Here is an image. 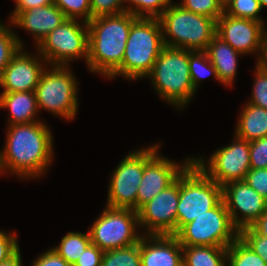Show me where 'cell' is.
Returning <instances> with one entry per match:
<instances>
[{"mask_svg": "<svg viewBox=\"0 0 267 266\" xmlns=\"http://www.w3.org/2000/svg\"><path fill=\"white\" fill-rule=\"evenodd\" d=\"M244 181L267 200V168L250 169Z\"/></svg>", "mask_w": 267, "mask_h": 266, "instance_id": "cell-37", "label": "cell"}, {"mask_svg": "<svg viewBox=\"0 0 267 266\" xmlns=\"http://www.w3.org/2000/svg\"><path fill=\"white\" fill-rule=\"evenodd\" d=\"M250 168H267V136L250 141Z\"/></svg>", "mask_w": 267, "mask_h": 266, "instance_id": "cell-36", "label": "cell"}, {"mask_svg": "<svg viewBox=\"0 0 267 266\" xmlns=\"http://www.w3.org/2000/svg\"><path fill=\"white\" fill-rule=\"evenodd\" d=\"M250 228L257 234L267 237V210L250 225Z\"/></svg>", "mask_w": 267, "mask_h": 266, "instance_id": "cell-42", "label": "cell"}, {"mask_svg": "<svg viewBox=\"0 0 267 266\" xmlns=\"http://www.w3.org/2000/svg\"><path fill=\"white\" fill-rule=\"evenodd\" d=\"M189 72L195 91L201 80L209 75H213L219 81L217 71L205 51H192L189 54Z\"/></svg>", "mask_w": 267, "mask_h": 266, "instance_id": "cell-27", "label": "cell"}, {"mask_svg": "<svg viewBox=\"0 0 267 266\" xmlns=\"http://www.w3.org/2000/svg\"><path fill=\"white\" fill-rule=\"evenodd\" d=\"M234 131L236 136L253 141L267 136V109L250 103L240 113L237 127Z\"/></svg>", "mask_w": 267, "mask_h": 266, "instance_id": "cell-22", "label": "cell"}, {"mask_svg": "<svg viewBox=\"0 0 267 266\" xmlns=\"http://www.w3.org/2000/svg\"><path fill=\"white\" fill-rule=\"evenodd\" d=\"M138 18L128 12L91 19L88 24V69L110 77L120 66L131 25Z\"/></svg>", "mask_w": 267, "mask_h": 266, "instance_id": "cell-2", "label": "cell"}, {"mask_svg": "<svg viewBox=\"0 0 267 266\" xmlns=\"http://www.w3.org/2000/svg\"><path fill=\"white\" fill-rule=\"evenodd\" d=\"M205 52L217 71L220 83L229 87L232 86V82H234L237 73V58L242 53L235 50L217 35L208 44Z\"/></svg>", "mask_w": 267, "mask_h": 266, "instance_id": "cell-20", "label": "cell"}, {"mask_svg": "<svg viewBox=\"0 0 267 266\" xmlns=\"http://www.w3.org/2000/svg\"><path fill=\"white\" fill-rule=\"evenodd\" d=\"M91 243L89 230L87 233L68 232L62 237L59 246L57 245L52 249L64 258L70 266H73Z\"/></svg>", "mask_w": 267, "mask_h": 266, "instance_id": "cell-24", "label": "cell"}, {"mask_svg": "<svg viewBox=\"0 0 267 266\" xmlns=\"http://www.w3.org/2000/svg\"><path fill=\"white\" fill-rule=\"evenodd\" d=\"M66 19L62 10L52 3L21 12H12L9 23L31 32L37 46L47 34L60 26Z\"/></svg>", "mask_w": 267, "mask_h": 266, "instance_id": "cell-18", "label": "cell"}, {"mask_svg": "<svg viewBox=\"0 0 267 266\" xmlns=\"http://www.w3.org/2000/svg\"><path fill=\"white\" fill-rule=\"evenodd\" d=\"M6 136L0 152L1 174L5 171L25 179L42 177L54 153L49 127L42 121L8 125Z\"/></svg>", "mask_w": 267, "mask_h": 266, "instance_id": "cell-1", "label": "cell"}, {"mask_svg": "<svg viewBox=\"0 0 267 266\" xmlns=\"http://www.w3.org/2000/svg\"><path fill=\"white\" fill-rule=\"evenodd\" d=\"M239 237L267 263V237L257 235L250 227L241 229Z\"/></svg>", "mask_w": 267, "mask_h": 266, "instance_id": "cell-35", "label": "cell"}, {"mask_svg": "<svg viewBox=\"0 0 267 266\" xmlns=\"http://www.w3.org/2000/svg\"><path fill=\"white\" fill-rule=\"evenodd\" d=\"M12 28L0 23V76L12 57L24 44Z\"/></svg>", "mask_w": 267, "mask_h": 266, "instance_id": "cell-29", "label": "cell"}, {"mask_svg": "<svg viewBox=\"0 0 267 266\" xmlns=\"http://www.w3.org/2000/svg\"><path fill=\"white\" fill-rule=\"evenodd\" d=\"M184 9L217 20L224 12L221 0H182Z\"/></svg>", "mask_w": 267, "mask_h": 266, "instance_id": "cell-31", "label": "cell"}, {"mask_svg": "<svg viewBox=\"0 0 267 266\" xmlns=\"http://www.w3.org/2000/svg\"><path fill=\"white\" fill-rule=\"evenodd\" d=\"M252 95L248 103L267 109V62L257 63Z\"/></svg>", "mask_w": 267, "mask_h": 266, "instance_id": "cell-33", "label": "cell"}, {"mask_svg": "<svg viewBox=\"0 0 267 266\" xmlns=\"http://www.w3.org/2000/svg\"><path fill=\"white\" fill-rule=\"evenodd\" d=\"M227 264V266H267V263L240 237L228 246Z\"/></svg>", "mask_w": 267, "mask_h": 266, "instance_id": "cell-25", "label": "cell"}, {"mask_svg": "<svg viewBox=\"0 0 267 266\" xmlns=\"http://www.w3.org/2000/svg\"><path fill=\"white\" fill-rule=\"evenodd\" d=\"M260 2L261 8L267 7V0H258Z\"/></svg>", "mask_w": 267, "mask_h": 266, "instance_id": "cell-44", "label": "cell"}, {"mask_svg": "<svg viewBox=\"0 0 267 266\" xmlns=\"http://www.w3.org/2000/svg\"><path fill=\"white\" fill-rule=\"evenodd\" d=\"M16 6L13 12H21L35 7H43L52 4V0H14Z\"/></svg>", "mask_w": 267, "mask_h": 266, "instance_id": "cell-41", "label": "cell"}, {"mask_svg": "<svg viewBox=\"0 0 267 266\" xmlns=\"http://www.w3.org/2000/svg\"><path fill=\"white\" fill-rule=\"evenodd\" d=\"M216 35L243 55L258 52L256 63L266 62L267 29L262 22L232 17L223 12L216 20Z\"/></svg>", "mask_w": 267, "mask_h": 266, "instance_id": "cell-12", "label": "cell"}, {"mask_svg": "<svg viewBox=\"0 0 267 266\" xmlns=\"http://www.w3.org/2000/svg\"><path fill=\"white\" fill-rule=\"evenodd\" d=\"M141 266H183L182 245L175 235H142Z\"/></svg>", "mask_w": 267, "mask_h": 266, "instance_id": "cell-19", "label": "cell"}, {"mask_svg": "<svg viewBox=\"0 0 267 266\" xmlns=\"http://www.w3.org/2000/svg\"><path fill=\"white\" fill-rule=\"evenodd\" d=\"M124 2L125 0H90L91 19L125 12Z\"/></svg>", "mask_w": 267, "mask_h": 266, "instance_id": "cell-34", "label": "cell"}, {"mask_svg": "<svg viewBox=\"0 0 267 266\" xmlns=\"http://www.w3.org/2000/svg\"><path fill=\"white\" fill-rule=\"evenodd\" d=\"M165 47L159 18H138L128 34L121 66L109 77L128 80L147 77Z\"/></svg>", "mask_w": 267, "mask_h": 266, "instance_id": "cell-3", "label": "cell"}, {"mask_svg": "<svg viewBox=\"0 0 267 266\" xmlns=\"http://www.w3.org/2000/svg\"><path fill=\"white\" fill-rule=\"evenodd\" d=\"M31 266H70L55 250L50 249L38 256Z\"/></svg>", "mask_w": 267, "mask_h": 266, "instance_id": "cell-40", "label": "cell"}, {"mask_svg": "<svg viewBox=\"0 0 267 266\" xmlns=\"http://www.w3.org/2000/svg\"><path fill=\"white\" fill-rule=\"evenodd\" d=\"M180 195V174L166 189L145 203L137 212L139 227L145 235H175L176 214Z\"/></svg>", "mask_w": 267, "mask_h": 266, "instance_id": "cell-15", "label": "cell"}, {"mask_svg": "<svg viewBox=\"0 0 267 266\" xmlns=\"http://www.w3.org/2000/svg\"><path fill=\"white\" fill-rule=\"evenodd\" d=\"M234 142L214 151L205 165L203 158L192 160L221 187L233 181H244L250 168V141L234 136Z\"/></svg>", "mask_w": 267, "mask_h": 266, "instance_id": "cell-11", "label": "cell"}, {"mask_svg": "<svg viewBox=\"0 0 267 266\" xmlns=\"http://www.w3.org/2000/svg\"><path fill=\"white\" fill-rule=\"evenodd\" d=\"M144 172V148L128 153L111 174L106 205L136 211V196Z\"/></svg>", "mask_w": 267, "mask_h": 266, "instance_id": "cell-14", "label": "cell"}, {"mask_svg": "<svg viewBox=\"0 0 267 266\" xmlns=\"http://www.w3.org/2000/svg\"><path fill=\"white\" fill-rule=\"evenodd\" d=\"M103 253L101 249L91 243L73 266H101Z\"/></svg>", "mask_w": 267, "mask_h": 266, "instance_id": "cell-39", "label": "cell"}, {"mask_svg": "<svg viewBox=\"0 0 267 266\" xmlns=\"http://www.w3.org/2000/svg\"><path fill=\"white\" fill-rule=\"evenodd\" d=\"M16 233L0 230V264L11 258L20 248Z\"/></svg>", "mask_w": 267, "mask_h": 266, "instance_id": "cell-38", "label": "cell"}, {"mask_svg": "<svg viewBox=\"0 0 267 266\" xmlns=\"http://www.w3.org/2000/svg\"><path fill=\"white\" fill-rule=\"evenodd\" d=\"M159 20L167 47L205 51L216 35L215 19L188 11L178 3H171Z\"/></svg>", "mask_w": 267, "mask_h": 266, "instance_id": "cell-5", "label": "cell"}, {"mask_svg": "<svg viewBox=\"0 0 267 266\" xmlns=\"http://www.w3.org/2000/svg\"><path fill=\"white\" fill-rule=\"evenodd\" d=\"M159 147L158 143L144 148V172L136 196V211L171 185L193 159L187 157L182 164H177L159 155Z\"/></svg>", "mask_w": 267, "mask_h": 266, "instance_id": "cell-13", "label": "cell"}, {"mask_svg": "<svg viewBox=\"0 0 267 266\" xmlns=\"http://www.w3.org/2000/svg\"><path fill=\"white\" fill-rule=\"evenodd\" d=\"M125 12L137 18H159L172 3V0H125ZM131 4V5H130Z\"/></svg>", "mask_w": 267, "mask_h": 266, "instance_id": "cell-28", "label": "cell"}, {"mask_svg": "<svg viewBox=\"0 0 267 266\" xmlns=\"http://www.w3.org/2000/svg\"><path fill=\"white\" fill-rule=\"evenodd\" d=\"M62 10L67 19H83L88 23L91 20L90 0H52Z\"/></svg>", "mask_w": 267, "mask_h": 266, "instance_id": "cell-32", "label": "cell"}, {"mask_svg": "<svg viewBox=\"0 0 267 266\" xmlns=\"http://www.w3.org/2000/svg\"><path fill=\"white\" fill-rule=\"evenodd\" d=\"M20 249L8 260L0 264V266H22Z\"/></svg>", "mask_w": 267, "mask_h": 266, "instance_id": "cell-43", "label": "cell"}, {"mask_svg": "<svg viewBox=\"0 0 267 266\" xmlns=\"http://www.w3.org/2000/svg\"><path fill=\"white\" fill-rule=\"evenodd\" d=\"M137 226L138 212L134 209L106 206L89 229L91 242L103 252L134 245L142 237Z\"/></svg>", "mask_w": 267, "mask_h": 266, "instance_id": "cell-10", "label": "cell"}, {"mask_svg": "<svg viewBox=\"0 0 267 266\" xmlns=\"http://www.w3.org/2000/svg\"><path fill=\"white\" fill-rule=\"evenodd\" d=\"M222 200V187L192 160L180 173L176 233L187 223L214 208Z\"/></svg>", "mask_w": 267, "mask_h": 266, "instance_id": "cell-6", "label": "cell"}, {"mask_svg": "<svg viewBox=\"0 0 267 266\" xmlns=\"http://www.w3.org/2000/svg\"><path fill=\"white\" fill-rule=\"evenodd\" d=\"M261 10L263 9L258 0H227L224 3V12L227 15L259 21L265 25L264 21L258 15Z\"/></svg>", "mask_w": 267, "mask_h": 266, "instance_id": "cell-30", "label": "cell"}, {"mask_svg": "<svg viewBox=\"0 0 267 266\" xmlns=\"http://www.w3.org/2000/svg\"><path fill=\"white\" fill-rule=\"evenodd\" d=\"M191 52L165 46L146 77L151 79L160 98L179 109L184 108L196 93L189 72Z\"/></svg>", "mask_w": 267, "mask_h": 266, "instance_id": "cell-4", "label": "cell"}, {"mask_svg": "<svg viewBox=\"0 0 267 266\" xmlns=\"http://www.w3.org/2000/svg\"><path fill=\"white\" fill-rule=\"evenodd\" d=\"M175 236L182 246L228 247L238 237L223 199L212 209L185 224Z\"/></svg>", "mask_w": 267, "mask_h": 266, "instance_id": "cell-8", "label": "cell"}, {"mask_svg": "<svg viewBox=\"0 0 267 266\" xmlns=\"http://www.w3.org/2000/svg\"><path fill=\"white\" fill-rule=\"evenodd\" d=\"M101 266H141L140 240L128 247L105 251Z\"/></svg>", "mask_w": 267, "mask_h": 266, "instance_id": "cell-26", "label": "cell"}, {"mask_svg": "<svg viewBox=\"0 0 267 266\" xmlns=\"http://www.w3.org/2000/svg\"><path fill=\"white\" fill-rule=\"evenodd\" d=\"M0 108H9L8 125L27 124L37 120L38 104L35 91L2 92ZM36 118V119H35Z\"/></svg>", "mask_w": 267, "mask_h": 266, "instance_id": "cell-21", "label": "cell"}, {"mask_svg": "<svg viewBox=\"0 0 267 266\" xmlns=\"http://www.w3.org/2000/svg\"><path fill=\"white\" fill-rule=\"evenodd\" d=\"M222 199L239 231L250 227L267 210V200L245 181H233L222 186Z\"/></svg>", "mask_w": 267, "mask_h": 266, "instance_id": "cell-16", "label": "cell"}, {"mask_svg": "<svg viewBox=\"0 0 267 266\" xmlns=\"http://www.w3.org/2000/svg\"><path fill=\"white\" fill-rule=\"evenodd\" d=\"M23 49L21 47L12 57L0 76V88H3V92L35 91L43 71L47 68L41 65L46 60L39 53L38 57Z\"/></svg>", "mask_w": 267, "mask_h": 266, "instance_id": "cell-17", "label": "cell"}, {"mask_svg": "<svg viewBox=\"0 0 267 266\" xmlns=\"http://www.w3.org/2000/svg\"><path fill=\"white\" fill-rule=\"evenodd\" d=\"M228 247L182 246L183 266H227Z\"/></svg>", "mask_w": 267, "mask_h": 266, "instance_id": "cell-23", "label": "cell"}, {"mask_svg": "<svg viewBox=\"0 0 267 266\" xmlns=\"http://www.w3.org/2000/svg\"><path fill=\"white\" fill-rule=\"evenodd\" d=\"M83 22L66 19L40 41L36 52L46 60V65L68 66L70 61L81 58L87 64L88 24Z\"/></svg>", "mask_w": 267, "mask_h": 266, "instance_id": "cell-9", "label": "cell"}, {"mask_svg": "<svg viewBox=\"0 0 267 266\" xmlns=\"http://www.w3.org/2000/svg\"><path fill=\"white\" fill-rule=\"evenodd\" d=\"M69 66H52L45 69L36 86L38 108L73 120L78 111L77 82Z\"/></svg>", "mask_w": 267, "mask_h": 266, "instance_id": "cell-7", "label": "cell"}]
</instances>
